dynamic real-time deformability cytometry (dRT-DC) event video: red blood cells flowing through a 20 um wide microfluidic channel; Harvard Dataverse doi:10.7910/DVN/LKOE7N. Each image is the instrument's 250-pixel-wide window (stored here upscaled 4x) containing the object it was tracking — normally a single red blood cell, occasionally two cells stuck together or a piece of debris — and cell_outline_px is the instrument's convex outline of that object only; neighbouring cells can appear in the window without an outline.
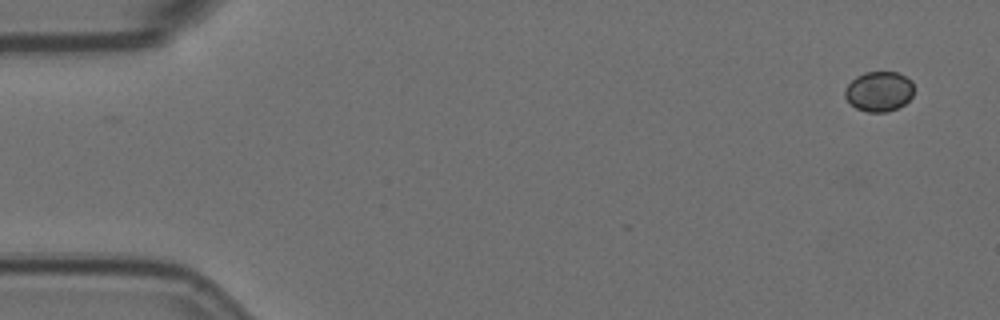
{"species": "Egyptian fruit bat (a non-hibernating species)", "species_latin": "Rousettus aegyptiacus", "temperature_condition": "room temperature", "stored_images_in_passage": 5, "camera_frame_rate_fps": 3000, "um_per_image_px": 0.085, "animal": {"sex": "female"}, "frame": {"image": 1, "passage_image": 1, "time_ms": 0.0, "image_size_px": [1000, 320], "cell_outline_px": [[912, 96], [904, 104], [888, 112], [868, 112], [856, 108], [844, 96], [844, 88], [856, 76], [864, 72], [896, 72], [912, 80]], "centroid_in_image_um": [74.69, 7.76], "position_along_channel_um": 10.3, "area_um2": 16.01}}
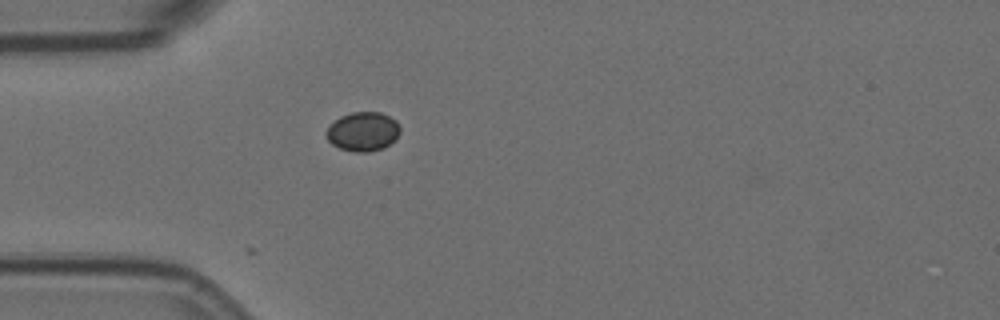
{"frame": {"image": 2, "passage_image": 5, "time_ms": 1.333, "image_size_px": [1000, 320], "cell_outline_px": [[400, 132], [384, 148], [368, 152], [356, 152], [340, 148], [332, 144], [328, 140], [328, 128], [340, 116], [352, 112], [380, 112], [396, 120], [400, 128]], "centroid_in_image_um": [30.87, 11.18], "position_along_channel_um": 54.1, "area_um2": 16.47}}